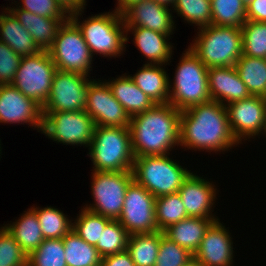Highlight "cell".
Listing matches in <instances>:
<instances>
[{
  "mask_svg": "<svg viewBox=\"0 0 266 266\" xmlns=\"http://www.w3.org/2000/svg\"><path fill=\"white\" fill-rule=\"evenodd\" d=\"M194 254L166 237L161 231V241L155 266H190Z\"/></svg>",
  "mask_w": 266,
  "mask_h": 266,
  "instance_id": "39",
  "label": "cell"
},
{
  "mask_svg": "<svg viewBox=\"0 0 266 266\" xmlns=\"http://www.w3.org/2000/svg\"><path fill=\"white\" fill-rule=\"evenodd\" d=\"M155 201L156 198L134 179L130 182L117 219L129 235L158 231Z\"/></svg>",
  "mask_w": 266,
  "mask_h": 266,
  "instance_id": "12",
  "label": "cell"
},
{
  "mask_svg": "<svg viewBox=\"0 0 266 266\" xmlns=\"http://www.w3.org/2000/svg\"><path fill=\"white\" fill-rule=\"evenodd\" d=\"M24 212L21 217H18V220L4 225V227L29 256L43 242L44 237L36 212L31 207Z\"/></svg>",
  "mask_w": 266,
  "mask_h": 266,
  "instance_id": "27",
  "label": "cell"
},
{
  "mask_svg": "<svg viewBox=\"0 0 266 266\" xmlns=\"http://www.w3.org/2000/svg\"><path fill=\"white\" fill-rule=\"evenodd\" d=\"M188 47L207 68L235 66L242 56L241 27L200 28Z\"/></svg>",
  "mask_w": 266,
  "mask_h": 266,
  "instance_id": "5",
  "label": "cell"
},
{
  "mask_svg": "<svg viewBox=\"0 0 266 266\" xmlns=\"http://www.w3.org/2000/svg\"><path fill=\"white\" fill-rule=\"evenodd\" d=\"M181 111L171 104H155L131 117L129 129L134 157L169 155L179 146Z\"/></svg>",
  "mask_w": 266,
  "mask_h": 266,
  "instance_id": "2",
  "label": "cell"
},
{
  "mask_svg": "<svg viewBox=\"0 0 266 266\" xmlns=\"http://www.w3.org/2000/svg\"><path fill=\"white\" fill-rule=\"evenodd\" d=\"M226 109L232 135L239 144L264 134L266 100L262 96L251 95L247 99L227 104Z\"/></svg>",
  "mask_w": 266,
  "mask_h": 266,
  "instance_id": "14",
  "label": "cell"
},
{
  "mask_svg": "<svg viewBox=\"0 0 266 266\" xmlns=\"http://www.w3.org/2000/svg\"><path fill=\"white\" fill-rule=\"evenodd\" d=\"M141 0H117V6L114 11L122 14L128 7L139 2Z\"/></svg>",
  "mask_w": 266,
  "mask_h": 266,
  "instance_id": "46",
  "label": "cell"
},
{
  "mask_svg": "<svg viewBox=\"0 0 266 266\" xmlns=\"http://www.w3.org/2000/svg\"><path fill=\"white\" fill-rule=\"evenodd\" d=\"M112 79H105V82L110 87L113 96L124 107L130 117L145 112L155 105L126 73Z\"/></svg>",
  "mask_w": 266,
  "mask_h": 266,
  "instance_id": "26",
  "label": "cell"
},
{
  "mask_svg": "<svg viewBox=\"0 0 266 266\" xmlns=\"http://www.w3.org/2000/svg\"><path fill=\"white\" fill-rule=\"evenodd\" d=\"M3 10H10L21 25L32 35L38 48L46 51L52 47L60 27L68 20L42 17L19 9L17 6H7Z\"/></svg>",
  "mask_w": 266,
  "mask_h": 266,
  "instance_id": "22",
  "label": "cell"
},
{
  "mask_svg": "<svg viewBox=\"0 0 266 266\" xmlns=\"http://www.w3.org/2000/svg\"><path fill=\"white\" fill-rule=\"evenodd\" d=\"M241 31L242 54L266 59V23L246 20Z\"/></svg>",
  "mask_w": 266,
  "mask_h": 266,
  "instance_id": "36",
  "label": "cell"
},
{
  "mask_svg": "<svg viewBox=\"0 0 266 266\" xmlns=\"http://www.w3.org/2000/svg\"><path fill=\"white\" fill-rule=\"evenodd\" d=\"M153 1L156 3L162 4V5H165L167 7H170V8H172L175 2V0H153Z\"/></svg>",
  "mask_w": 266,
  "mask_h": 266,
  "instance_id": "47",
  "label": "cell"
},
{
  "mask_svg": "<svg viewBox=\"0 0 266 266\" xmlns=\"http://www.w3.org/2000/svg\"><path fill=\"white\" fill-rule=\"evenodd\" d=\"M246 20L266 23V0H253L246 7Z\"/></svg>",
  "mask_w": 266,
  "mask_h": 266,
  "instance_id": "43",
  "label": "cell"
},
{
  "mask_svg": "<svg viewBox=\"0 0 266 266\" xmlns=\"http://www.w3.org/2000/svg\"><path fill=\"white\" fill-rule=\"evenodd\" d=\"M0 266H28V255L4 226L0 227Z\"/></svg>",
  "mask_w": 266,
  "mask_h": 266,
  "instance_id": "40",
  "label": "cell"
},
{
  "mask_svg": "<svg viewBox=\"0 0 266 266\" xmlns=\"http://www.w3.org/2000/svg\"><path fill=\"white\" fill-rule=\"evenodd\" d=\"M162 66L143 64L133 76L129 75L154 104H167L169 102V83L172 80Z\"/></svg>",
  "mask_w": 266,
  "mask_h": 266,
  "instance_id": "23",
  "label": "cell"
},
{
  "mask_svg": "<svg viewBox=\"0 0 266 266\" xmlns=\"http://www.w3.org/2000/svg\"><path fill=\"white\" fill-rule=\"evenodd\" d=\"M28 266H67L62 239H44L28 256Z\"/></svg>",
  "mask_w": 266,
  "mask_h": 266,
  "instance_id": "37",
  "label": "cell"
},
{
  "mask_svg": "<svg viewBox=\"0 0 266 266\" xmlns=\"http://www.w3.org/2000/svg\"><path fill=\"white\" fill-rule=\"evenodd\" d=\"M89 77V78H87ZM90 76L57 70L50 96L42 107L43 112H70L83 110L87 103Z\"/></svg>",
  "mask_w": 266,
  "mask_h": 266,
  "instance_id": "13",
  "label": "cell"
},
{
  "mask_svg": "<svg viewBox=\"0 0 266 266\" xmlns=\"http://www.w3.org/2000/svg\"><path fill=\"white\" fill-rule=\"evenodd\" d=\"M230 234L220 220L215 221L194 253V263L197 266H233L235 248Z\"/></svg>",
  "mask_w": 266,
  "mask_h": 266,
  "instance_id": "17",
  "label": "cell"
},
{
  "mask_svg": "<svg viewBox=\"0 0 266 266\" xmlns=\"http://www.w3.org/2000/svg\"><path fill=\"white\" fill-rule=\"evenodd\" d=\"M161 231L129 235L127 251L136 266H155Z\"/></svg>",
  "mask_w": 266,
  "mask_h": 266,
  "instance_id": "29",
  "label": "cell"
},
{
  "mask_svg": "<svg viewBox=\"0 0 266 266\" xmlns=\"http://www.w3.org/2000/svg\"><path fill=\"white\" fill-rule=\"evenodd\" d=\"M31 208L36 212L44 239H62L72 229V219L70 220L58 208Z\"/></svg>",
  "mask_w": 266,
  "mask_h": 266,
  "instance_id": "31",
  "label": "cell"
},
{
  "mask_svg": "<svg viewBox=\"0 0 266 266\" xmlns=\"http://www.w3.org/2000/svg\"><path fill=\"white\" fill-rule=\"evenodd\" d=\"M170 11L171 8L153 0H141L128 7L122 18L125 27H142L171 37L176 25Z\"/></svg>",
  "mask_w": 266,
  "mask_h": 266,
  "instance_id": "18",
  "label": "cell"
},
{
  "mask_svg": "<svg viewBox=\"0 0 266 266\" xmlns=\"http://www.w3.org/2000/svg\"><path fill=\"white\" fill-rule=\"evenodd\" d=\"M42 134L63 145L90 146L95 123L83 109L70 112H43Z\"/></svg>",
  "mask_w": 266,
  "mask_h": 266,
  "instance_id": "11",
  "label": "cell"
},
{
  "mask_svg": "<svg viewBox=\"0 0 266 266\" xmlns=\"http://www.w3.org/2000/svg\"><path fill=\"white\" fill-rule=\"evenodd\" d=\"M179 132V145L194 151L221 153L239 144L232 135L226 106L217 101L181 111Z\"/></svg>",
  "mask_w": 266,
  "mask_h": 266,
  "instance_id": "1",
  "label": "cell"
},
{
  "mask_svg": "<svg viewBox=\"0 0 266 266\" xmlns=\"http://www.w3.org/2000/svg\"><path fill=\"white\" fill-rule=\"evenodd\" d=\"M217 220L219 219L187 217L178 223L168 226L163 230V234L194 254L209 227Z\"/></svg>",
  "mask_w": 266,
  "mask_h": 266,
  "instance_id": "24",
  "label": "cell"
},
{
  "mask_svg": "<svg viewBox=\"0 0 266 266\" xmlns=\"http://www.w3.org/2000/svg\"><path fill=\"white\" fill-rule=\"evenodd\" d=\"M77 215V218L72 220V230L92 246L101 243L102 231L112 219L96 214L84 207L81 209V213L79 212Z\"/></svg>",
  "mask_w": 266,
  "mask_h": 266,
  "instance_id": "32",
  "label": "cell"
},
{
  "mask_svg": "<svg viewBox=\"0 0 266 266\" xmlns=\"http://www.w3.org/2000/svg\"><path fill=\"white\" fill-rule=\"evenodd\" d=\"M15 6L19 9L29 11L42 17L55 19L70 18V15L56 0H21V2L19 1L18 5L15 4Z\"/></svg>",
  "mask_w": 266,
  "mask_h": 266,
  "instance_id": "41",
  "label": "cell"
},
{
  "mask_svg": "<svg viewBox=\"0 0 266 266\" xmlns=\"http://www.w3.org/2000/svg\"><path fill=\"white\" fill-rule=\"evenodd\" d=\"M182 53L173 82L169 83V104L180 111L211 101L208 68L190 50Z\"/></svg>",
  "mask_w": 266,
  "mask_h": 266,
  "instance_id": "6",
  "label": "cell"
},
{
  "mask_svg": "<svg viewBox=\"0 0 266 266\" xmlns=\"http://www.w3.org/2000/svg\"><path fill=\"white\" fill-rule=\"evenodd\" d=\"M129 233L118 220H111L102 231L101 243L95 248L101 257L127 250Z\"/></svg>",
  "mask_w": 266,
  "mask_h": 266,
  "instance_id": "38",
  "label": "cell"
},
{
  "mask_svg": "<svg viewBox=\"0 0 266 266\" xmlns=\"http://www.w3.org/2000/svg\"><path fill=\"white\" fill-rule=\"evenodd\" d=\"M67 266H100L102 257L72 229L62 238Z\"/></svg>",
  "mask_w": 266,
  "mask_h": 266,
  "instance_id": "28",
  "label": "cell"
},
{
  "mask_svg": "<svg viewBox=\"0 0 266 266\" xmlns=\"http://www.w3.org/2000/svg\"><path fill=\"white\" fill-rule=\"evenodd\" d=\"M91 192L94 202L84 208L112 220L122 212L127 187L133 180L132 171H92Z\"/></svg>",
  "mask_w": 266,
  "mask_h": 266,
  "instance_id": "10",
  "label": "cell"
},
{
  "mask_svg": "<svg viewBox=\"0 0 266 266\" xmlns=\"http://www.w3.org/2000/svg\"><path fill=\"white\" fill-rule=\"evenodd\" d=\"M262 97L266 100V90H265V94Z\"/></svg>",
  "mask_w": 266,
  "mask_h": 266,
  "instance_id": "49",
  "label": "cell"
},
{
  "mask_svg": "<svg viewBox=\"0 0 266 266\" xmlns=\"http://www.w3.org/2000/svg\"><path fill=\"white\" fill-rule=\"evenodd\" d=\"M43 117L42 106L36 101L24 96L11 84L0 85V123H26L40 132Z\"/></svg>",
  "mask_w": 266,
  "mask_h": 266,
  "instance_id": "16",
  "label": "cell"
},
{
  "mask_svg": "<svg viewBox=\"0 0 266 266\" xmlns=\"http://www.w3.org/2000/svg\"><path fill=\"white\" fill-rule=\"evenodd\" d=\"M100 266H136L127 250L102 257Z\"/></svg>",
  "mask_w": 266,
  "mask_h": 266,
  "instance_id": "44",
  "label": "cell"
},
{
  "mask_svg": "<svg viewBox=\"0 0 266 266\" xmlns=\"http://www.w3.org/2000/svg\"><path fill=\"white\" fill-rule=\"evenodd\" d=\"M87 154L94 165L91 171H132L134 154L129 127L95 126Z\"/></svg>",
  "mask_w": 266,
  "mask_h": 266,
  "instance_id": "4",
  "label": "cell"
},
{
  "mask_svg": "<svg viewBox=\"0 0 266 266\" xmlns=\"http://www.w3.org/2000/svg\"><path fill=\"white\" fill-rule=\"evenodd\" d=\"M126 44L129 42L127 33L133 34V42L146 58L145 64L167 65L171 63L174 46L170 43V36L142 27H125ZM166 63V64H165Z\"/></svg>",
  "mask_w": 266,
  "mask_h": 266,
  "instance_id": "21",
  "label": "cell"
},
{
  "mask_svg": "<svg viewBox=\"0 0 266 266\" xmlns=\"http://www.w3.org/2000/svg\"><path fill=\"white\" fill-rule=\"evenodd\" d=\"M208 83L211 100L225 106L251 96L235 66L208 68Z\"/></svg>",
  "mask_w": 266,
  "mask_h": 266,
  "instance_id": "20",
  "label": "cell"
},
{
  "mask_svg": "<svg viewBox=\"0 0 266 266\" xmlns=\"http://www.w3.org/2000/svg\"><path fill=\"white\" fill-rule=\"evenodd\" d=\"M172 10L198 29L212 24L211 0H175Z\"/></svg>",
  "mask_w": 266,
  "mask_h": 266,
  "instance_id": "35",
  "label": "cell"
},
{
  "mask_svg": "<svg viewBox=\"0 0 266 266\" xmlns=\"http://www.w3.org/2000/svg\"><path fill=\"white\" fill-rule=\"evenodd\" d=\"M0 14V41L7 44L17 55L24 57L41 51L32 35L21 25L10 10Z\"/></svg>",
  "mask_w": 266,
  "mask_h": 266,
  "instance_id": "25",
  "label": "cell"
},
{
  "mask_svg": "<svg viewBox=\"0 0 266 266\" xmlns=\"http://www.w3.org/2000/svg\"><path fill=\"white\" fill-rule=\"evenodd\" d=\"M217 188L210 181L191 172L178 190L188 217L219 219L212 214Z\"/></svg>",
  "mask_w": 266,
  "mask_h": 266,
  "instance_id": "19",
  "label": "cell"
},
{
  "mask_svg": "<svg viewBox=\"0 0 266 266\" xmlns=\"http://www.w3.org/2000/svg\"><path fill=\"white\" fill-rule=\"evenodd\" d=\"M244 5L247 7L253 0H241Z\"/></svg>",
  "mask_w": 266,
  "mask_h": 266,
  "instance_id": "48",
  "label": "cell"
},
{
  "mask_svg": "<svg viewBox=\"0 0 266 266\" xmlns=\"http://www.w3.org/2000/svg\"><path fill=\"white\" fill-rule=\"evenodd\" d=\"M57 71L48 51L21 58L11 85L42 107L50 96L52 80Z\"/></svg>",
  "mask_w": 266,
  "mask_h": 266,
  "instance_id": "9",
  "label": "cell"
},
{
  "mask_svg": "<svg viewBox=\"0 0 266 266\" xmlns=\"http://www.w3.org/2000/svg\"><path fill=\"white\" fill-rule=\"evenodd\" d=\"M214 26L241 27L246 21V6L241 0H211Z\"/></svg>",
  "mask_w": 266,
  "mask_h": 266,
  "instance_id": "33",
  "label": "cell"
},
{
  "mask_svg": "<svg viewBox=\"0 0 266 266\" xmlns=\"http://www.w3.org/2000/svg\"><path fill=\"white\" fill-rule=\"evenodd\" d=\"M83 11L84 9H81L70 14V19L80 29L92 56L98 53L108 58L123 55L126 51V31L122 14L113 10L89 16L81 22L79 19L83 17Z\"/></svg>",
  "mask_w": 266,
  "mask_h": 266,
  "instance_id": "3",
  "label": "cell"
},
{
  "mask_svg": "<svg viewBox=\"0 0 266 266\" xmlns=\"http://www.w3.org/2000/svg\"><path fill=\"white\" fill-rule=\"evenodd\" d=\"M57 70L90 76L93 56L78 26L69 18L48 50ZM91 68V69H90Z\"/></svg>",
  "mask_w": 266,
  "mask_h": 266,
  "instance_id": "8",
  "label": "cell"
},
{
  "mask_svg": "<svg viewBox=\"0 0 266 266\" xmlns=\"http://www.w3.org/2000/svg\"><path fill=\"white\" fill-rule=\"evenodd\" d=\"M235 67L252 96H263L266 90V59L242 54Z\"/></svg>",
  "mask_w": 266,
  "mask_h": 266,
  "instance_id": "30",
  "label": "cell"
},
{
  "mask_svg": "<svg viewBox=\"0 0 266 266\" xmlns=\"http://www.w3.org/2000/svg\"><path fill=\"white\" fill-rule=\"evenodd\" d=\"M156 222L159 231L188 217L178 193L164 195L155 201Z\"/></svg>",
  "mask_w": 266,
  "mask_h": 266,
  "instance_id": "34",
  "label": "cell"
},
{
  "mask_svg": "<svg viewBox=\"0 0 266 266\" xmlns=\"http://www.w3.org/2000/svg\"><path fill=\"white\" fill-rule=\"evenodd\" d=\"M60 6L70 15L81 9H86V0H56Z\"/></svg>",
  "mask_w": 266,
  "mask_h": 266,
  "instance_id": "45",
  "label": "cell"
},
{
  "mask_svg": "<svg viewBox=\"0 0 266 266\" xmlns=\"http://www.w3.org/2000/svg\"><path fill=\"white\" fill-rule=\"evenodd\" d=\"M0 143H1V140H0ZM0 148H1V144H0ZM1 150H2V148L0 149V154H1V152H2ZM0 156H1V155H0Z\"/></svg>",
  "mask_w": 266,
  "mask_h": 266,
  "instance_id": "50",
  "label": "cell"
},
{
  "mask_svg": "<svg viewBox=\"0 0 266 266\" xmlns=\"http://www.w3.org/2000/svg\"><path fill=\"white\" fill-rule=\"evenodd\" d=\"M21 58L7 44L0 41V85L12 84Z\"/></svg>",
  "mask_w": 266,
  "mask_h": 266,
  "instance_id": "42",
  "label": "cell"
},
{
  "mask_svg": "<svg viewBox=\"0 0 266 266\" xmlns=\"http://www.w3.org/2000/svg\"><path fill=\"white\" fill-rule=\"evenodd\" d=\"M168 155L135 157L133 179L155 198L178 193L191 170Z\"/></svg>",
  "mask_w": 266,
  "mask_h": 266,
  "instance_id": "7",
  "label": "cell"
},
{
  "mask_svg": "<svg viewBox=\"0 0 266 266\" xmlns=\"http://www.w3.org/2000/svg\"><path fill=\"white\" fill-rule=\"evenodd\" d=\"M96 80L93 79L89 83L88 98L84 108L95 126L129 127L131 117L113 96L108 84L104 80Z\"/></svg>",
  "mask_w": 266,
  "mask_h": 266,
  "instance_id": "15",
  "label": "cell"
}]
</instances>
